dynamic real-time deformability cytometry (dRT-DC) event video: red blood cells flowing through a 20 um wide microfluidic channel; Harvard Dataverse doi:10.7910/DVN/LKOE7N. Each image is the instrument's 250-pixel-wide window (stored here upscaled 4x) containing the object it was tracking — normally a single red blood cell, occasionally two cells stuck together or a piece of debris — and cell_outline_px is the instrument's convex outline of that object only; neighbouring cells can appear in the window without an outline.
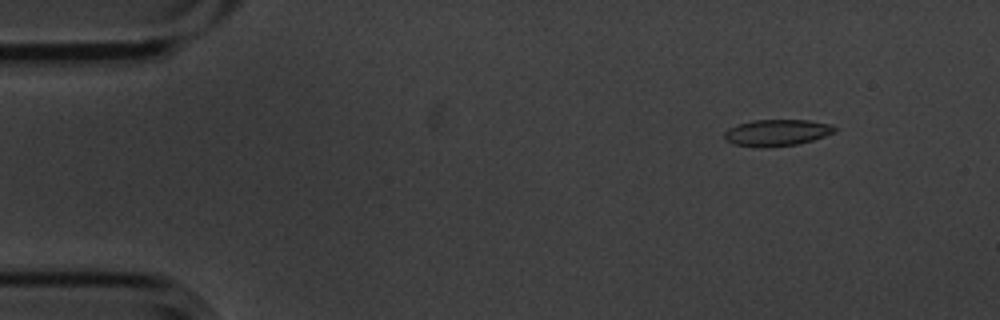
{"species": "common noctule bat (a hibernating species)", "species_latin": "Nyctalus noctula", "temperature_condition": "cold", "stored_images_in_passage": 5, "camera_frame_rate_fps": 3000, "um_per_image_px": 0.085, "animal": {"sex": "male", "body_mass_g": 20.1, "forearm_length_mm": 53.5}, "frame": {"image": 1, "passage_image": 2, "time_ms": 0.333, "image_size_px": [1000, 320], "cell_outline_px": [[836, 132], [812, 140], [796, 144], [764, 148], [760, 148], [732, 144], [724, 140], [724, 132], [728, 128], [752, 120], [808, 120], [832, 124], [836, 128]], "centroid_in_image_um": [66.01, 11.28], "position_along_channel_um": 19.0, "area_um2": 17.17}}
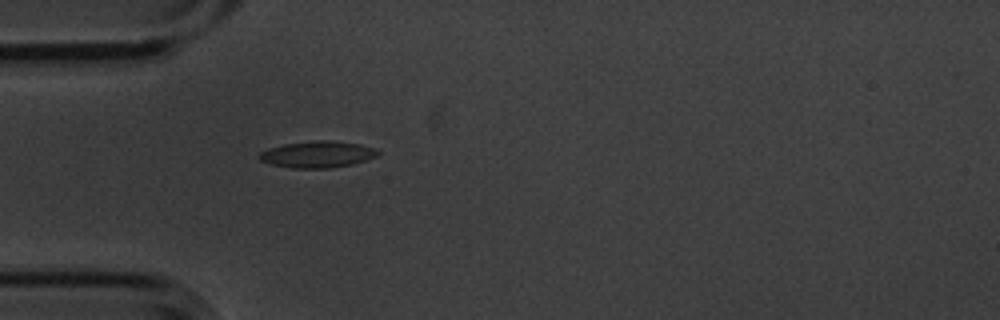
{"frame": {"image": 2, "passage_image": 5, "time_ms": 1.333, "image_size_px": [1000, 320], "cell_outline_px": [[380, 152], [376, 156], [352, 164], [328, 168], [292, 168], [272, 164], [260, 160], [256, 156], [260, 152], [268, 148], [284, 144], [316, 140], [324, 140], [360, 144], [376, 148]], "centroid_in_image_um": [26.96, 13.12], "position_along_channel_um": 58.0, "area_um2": 18.21}}